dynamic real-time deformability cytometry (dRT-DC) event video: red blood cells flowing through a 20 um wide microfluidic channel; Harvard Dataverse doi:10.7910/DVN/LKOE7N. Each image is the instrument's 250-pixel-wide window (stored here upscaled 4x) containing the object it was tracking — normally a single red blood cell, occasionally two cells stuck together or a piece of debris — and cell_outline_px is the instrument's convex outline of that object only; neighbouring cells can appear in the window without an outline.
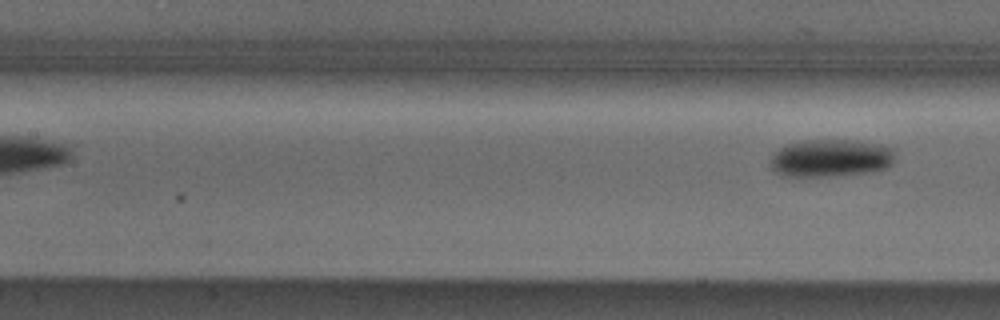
{"species": "Egyptian fruit bat (a non-hibernating species)", "species_latin": "Rousettus aegyptiacus", "temperature_condition": "cold", "stored_images_in_passage": 6, "segment_of_instrument_passage": [2, 2], "camera_frame_rate_fps": 3000, "um_per_image_px": 0.085, "animal": {"sex": "male"}, "frame": {"image": 1, "passage_image": 6, "time_ms": 6.667, "image_size_px": [1000, 320], "cell_outline_px": [[896, 156], [892, 164], [888, 168], [872, 172], [832, 176], [780, 176], [772, 168], [772, 152], [788, 144], [804, 140], [856, 140], [896, 148]], "centroid_in_image_um": [70.67, 13.44], "position_along_channel_um": 136.7, "area_um2": 27.69}}